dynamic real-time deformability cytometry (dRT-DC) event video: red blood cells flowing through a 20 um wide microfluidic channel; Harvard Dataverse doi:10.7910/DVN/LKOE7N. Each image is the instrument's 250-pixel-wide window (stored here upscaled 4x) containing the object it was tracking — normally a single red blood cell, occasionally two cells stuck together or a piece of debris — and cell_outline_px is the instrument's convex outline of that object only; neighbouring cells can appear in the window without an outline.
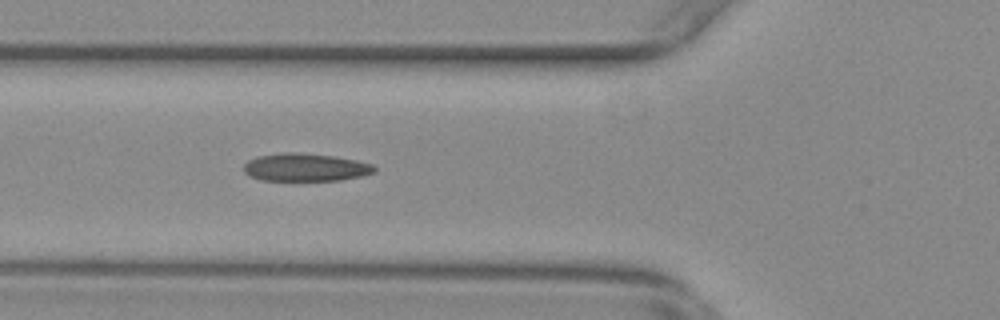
{"species": "common noctule bat (a hibernating species)", "species_latin": "Nyctalus noctula", "temperature_condition": "warm", "stored_images_in_passage": 35, "camera_frame_rate_fps": 3000, "um_per_image_px": 0.085, "animal": {"sex": "female", "body_mass_g": 29.2, "forearm_length_mm": 56.3}, "frame": {"image": 1, "passage_image": 7, "time_ms": 2.0, "image_size_px": [1000, 320], "cell_outline_px": [[376, 172], [360, 176], [340, 180], [260, 180], [248, 176], [244, 172], [244, 164], [248, 160], [256, 156], [284, 152], [300, 152], [332, 156], [356, 160], [372, 164], [376, 168]], "centroid_in_image_um": [25.93, 14.22], "position_along_channel_um": 99.9, "area_um2": 21.27}}
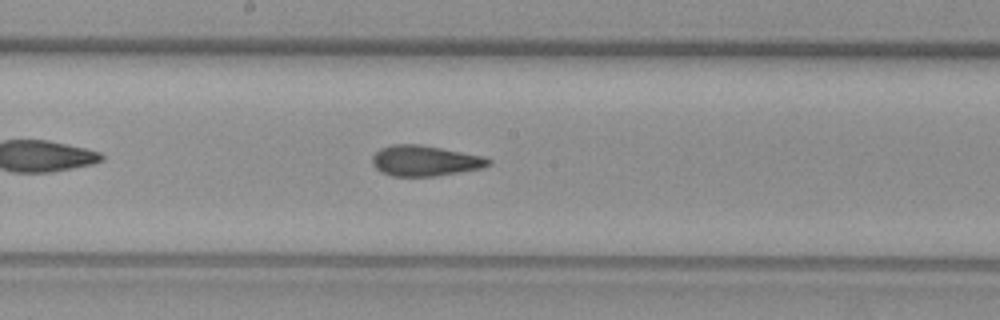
{"frame": {"image": 2, "passage_image": 16, "time_ms": 5.0, "image_size_px": [1000, 320], "cell_outline_px": [[492, 164], [480, 168], [432, 176], [392, 176], [380, 172], [372, 164], [372, 156], [380, 148], [392, 144], [420, 144], [484, 156], [492, 160]], "centroid_in_image_um": [36.09, 13.65], "position_along_channel_um": 212.1, "area_um2": 20.63}}
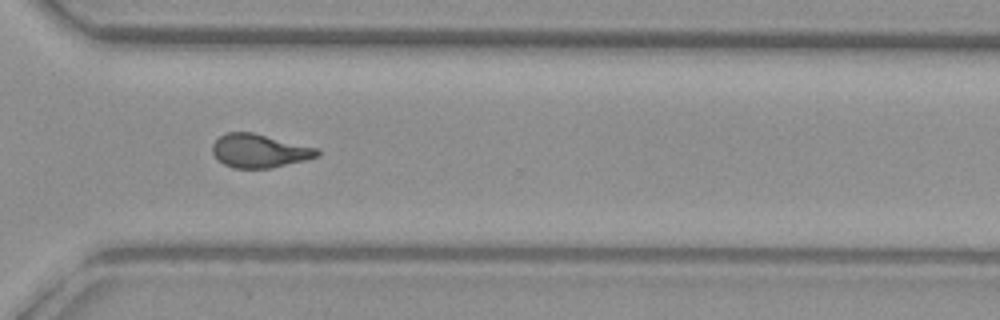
{"frame": {"image": 3, "passage_image": 27, "time_ms": 8.667, "image_size_px": [1000, 320], "cell_outline_px": [[320, 156], [272, 168], [232, 168], [224, 164], [212, 152], [212, 144], [220, 136], [228, 132], [252, 132], [320, 148]], "centroid_in_image_um": [22.09, 12.82], "position_along_channel_um": 348.5, "area_um2": 20.52}, "authors_computed_cell_mechanics": {"area_um2": 20.9236, "velocity_mm_per_s": 3.7287, "shape_relaxation_time_tau1_ms": null, "shape_relaxation_time_tau2_ms": 1.8757, "deformation_change_tau1": null, "deformation_change_tau2": 0.0957}}